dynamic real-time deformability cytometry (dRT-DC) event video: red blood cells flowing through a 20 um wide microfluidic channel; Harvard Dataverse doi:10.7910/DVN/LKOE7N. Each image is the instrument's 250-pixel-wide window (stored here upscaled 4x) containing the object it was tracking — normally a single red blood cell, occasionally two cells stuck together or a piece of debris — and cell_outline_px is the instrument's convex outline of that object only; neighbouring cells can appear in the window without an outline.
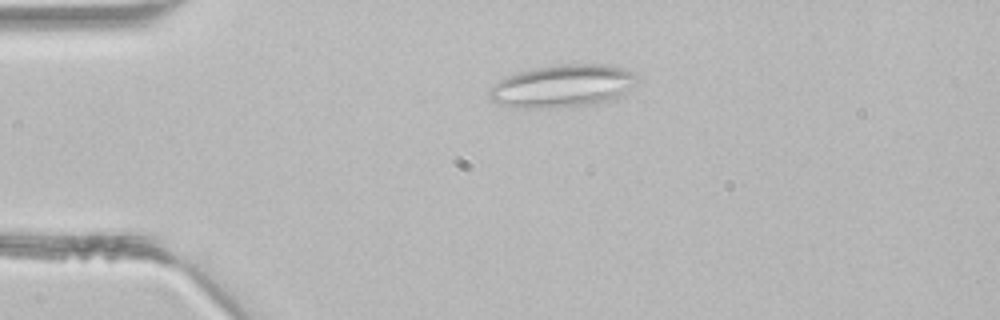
{"species": "common noctule bat (a hibernating species)", "species_latin": "Nyctalus noctula", "temperature_condition": "room temperature", "stored_images_in_passage": 3, "camera_frame_rate_fps": 3000, "um_per_image_px": 0.085, "animal": {"sex": "male", "body_mass_g": 21.5, "forearm_length_mm": 52.0}, "frame": {"image": 1, "passage_image": 3, "time_ms": 0.667, "image_size_px": [1000, 320], "cell_outline_px": [[640, 80], [636, 84], [612, 100], [600, 104], [548, 108], [524, 108], [500, 104], [492, 100], [488, 96], [488, 92], [500, 80], [508, 76], [520, 72], [536, 68], [556, 64], [612, 64], [636, 72], [640, 76]], "centroid_in_image_um": [47.93, 7.3], "position_along_channel_um": 37.1, "area_um2": 36.99}}